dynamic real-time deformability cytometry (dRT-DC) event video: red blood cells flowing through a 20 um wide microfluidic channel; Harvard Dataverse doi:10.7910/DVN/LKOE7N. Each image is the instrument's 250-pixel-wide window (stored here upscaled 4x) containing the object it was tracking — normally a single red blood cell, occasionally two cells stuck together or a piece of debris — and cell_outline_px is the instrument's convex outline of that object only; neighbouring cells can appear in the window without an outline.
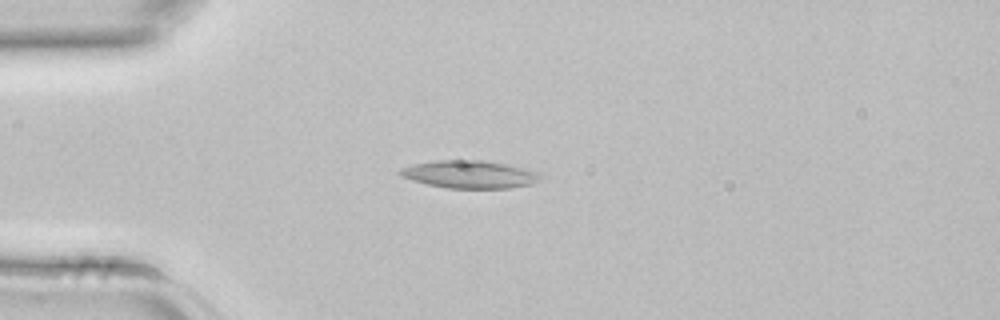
{"species": "common noctule bat (a hibernating species)", "species_latin": "Nyctalus noctula", "temperature_condition": "room temperature", "stored_images_in_passage": 3, "camera_frame_rate_fps": 3000, "um_per_image_px": 0.085, "animal": {"sex": "female", "body_mass_g": 22.7, "forearm_length_mm": 54.2}, "frame": {"image": 1, "passage_image": 3, "time_ms": 0.667, "image_size_px": [1000, 320], "cell_outline_px": [[544, 176], [540, 180], [532, 184], [512, 188], [448, 188], [428, 184], [412, 180], [400, 176], [400, 168], [416, 164], [436, 160], [480, 160], [504, 164], [524, 168], [540, 172]], "centroid_in_image_um": [39.98, 14.82], "position_along_channel_um": 45.0, "area_um2": 22.6}}